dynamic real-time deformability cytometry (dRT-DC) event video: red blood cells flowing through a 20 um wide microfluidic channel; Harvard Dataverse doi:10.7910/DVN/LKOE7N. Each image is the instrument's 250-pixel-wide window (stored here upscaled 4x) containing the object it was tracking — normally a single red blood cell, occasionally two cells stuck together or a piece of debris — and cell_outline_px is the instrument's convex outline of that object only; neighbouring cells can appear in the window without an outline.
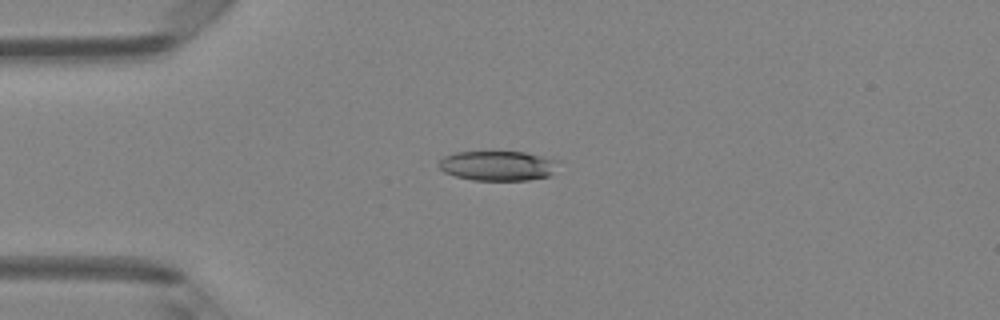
{"species": "Egyptian fruit bat (a non-hibernating species)", "species_latin": "Rousettus aegyptiacus", "temperature_condition": "room temperature", "stored_images_in_passage": 4, "camera_frame_rate_fps": 3000, "um_per_image_px": 0.085, "animal": {"sex": "female"}, "frame": {"image": 1, "passage_image": 2, "time_ms": 0.333, "image_size_px": [1000, 320], "cell_outline_px": [[560, 160], [552, 172], [548, 176], [528, 180], [472, 180], [456, 176], [444, 172], [440, 168], [440, 160], [444, 156], [456, 152], [524, 152]], "centroid_in_image_um": [42.31, 14.08], "position_along_channel_um": 42.7, "area_um2": 20.58}}
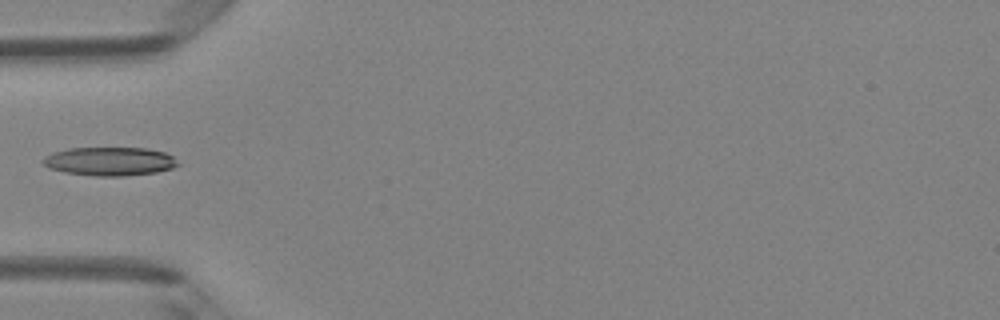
{"frame": {"image": 2, "passage_image": 3, "time_ms": 0.667, "image_size_px": [1000, 320], "cell_outline_px": [[180, 164], [172, 168], [156, 172], [124, 176], [96, 176], [64, 172], [48, 168], [40, 160], [44, 156], [52, 152], [68, 148], [148, 148], [164, 152], [172, 156]], "centroid_in_image_um": [9.29, 13.71], "position_along_channel_um": 75.7, "area_um2": 22.6}}
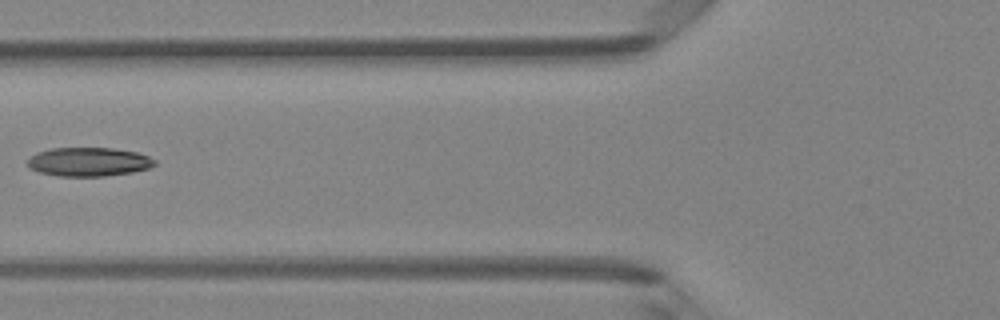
{"frame": {"image": 3, "passage_image": 4, "time_ms": 1.0, "image_size_px": [1000, 320], "cell_outline_px": [[156, 164], [148, 168], [132, 172], [104, 176], [60, 176], [40, 172], [32, 168], [28, 164], [28, 160], [36, 152], [52, 148], [112, 148], [136, 152], [148, 156], [156, 160]], "centroid_in_image_um": [7.56, 13.75], "position_along_channel_um": 118.2, "area_um2": 21.15}}